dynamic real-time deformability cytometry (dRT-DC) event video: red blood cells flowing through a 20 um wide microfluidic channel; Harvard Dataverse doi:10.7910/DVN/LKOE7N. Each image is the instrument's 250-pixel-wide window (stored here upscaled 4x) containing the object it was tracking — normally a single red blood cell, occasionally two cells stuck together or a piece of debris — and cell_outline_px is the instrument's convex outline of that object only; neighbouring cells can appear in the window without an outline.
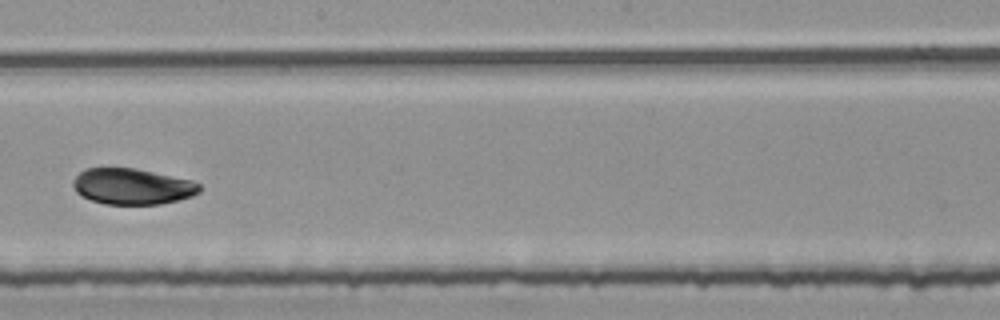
{"species": "common noctule bat (a hibernating species)", "species_latin": "Nyctalus noctula", "temperature_condition": "room temperature", "stored_images_in_passage": 6, "camera_frame_rate_fps": 3000, "um_per_image_px": 0.085, "animal": {"sex": "female", "body_mass_g": 25.1}, "frame": {"image": 1, "passage_image": 6, "time_ms": 1.667, "image_size_px": [1000, 320], "cell_outline_px": [[200, 192], [192, 196], [180, 200], [160, 204], [104, 204], [92, 200], [76, 192], [72, 184], [72, 180], [84, 168], [136, 168], [192, 180], [200, 184]], "centroid_in_image_um": [11.26, 15.84], "position_along_channel_um": 236.9, "area_um2": 26.59}}